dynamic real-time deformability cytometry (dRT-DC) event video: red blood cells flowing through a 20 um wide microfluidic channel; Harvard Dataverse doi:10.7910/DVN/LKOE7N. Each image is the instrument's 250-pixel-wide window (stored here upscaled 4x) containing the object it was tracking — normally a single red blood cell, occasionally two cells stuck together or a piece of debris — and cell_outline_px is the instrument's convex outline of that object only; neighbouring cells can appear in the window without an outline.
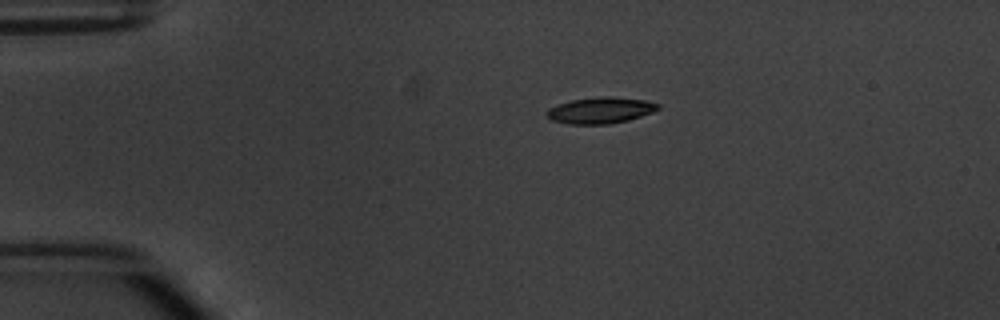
{"species": "common noctule bat (a hibernating species)", "species_latin": "Nyctalus noctula", "temperature_condition": "warm", "stored_images_in_passage": 4, "camera_frame_rate_fps": 3000, "um_per_image_px": 0.085, "animal": {"sex": "male", "body_mass_g": 20.1, "forearm_length_mm": 53.5}, "frame": {"image": 1, "passage_image": 1, "time_ms": 0.0, "image_size_px": [1000, 320], "cell_outline_px": [[660, 108], [652, 112], [628, 120], [608, 124], [568, 124], [552, 120], [544, 112], [548, 108], [572, 100], [600, 96], [612, 96], [644, 100], [660, 104]], "centroid_in_image_um": [51.03, 9.37], "position_along_channel_um": 34.0, "area_um2": 16.94}}
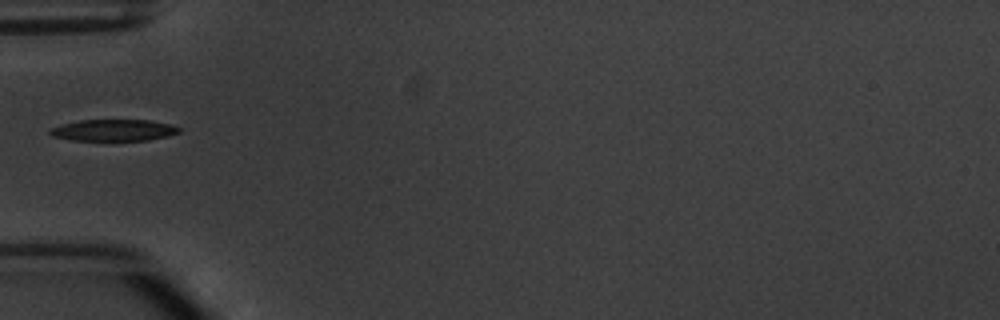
{"frame": {"image": 2, "passage_image": 3, "time_ms": 2.333, "image_size_px": [1000, 320], "cell_outline_px": [[180, 132], [168, 136], [148, 140], [72, 140], [52, 136], [48, 132], [48, 128], [60, 124], [80, 120], [148, 120], [168, 124], [180, 128]], "centroid_in_image_um": [9.59, 11.06], "position_along_channel_um": 75.4, "area_um2": 16.18}}